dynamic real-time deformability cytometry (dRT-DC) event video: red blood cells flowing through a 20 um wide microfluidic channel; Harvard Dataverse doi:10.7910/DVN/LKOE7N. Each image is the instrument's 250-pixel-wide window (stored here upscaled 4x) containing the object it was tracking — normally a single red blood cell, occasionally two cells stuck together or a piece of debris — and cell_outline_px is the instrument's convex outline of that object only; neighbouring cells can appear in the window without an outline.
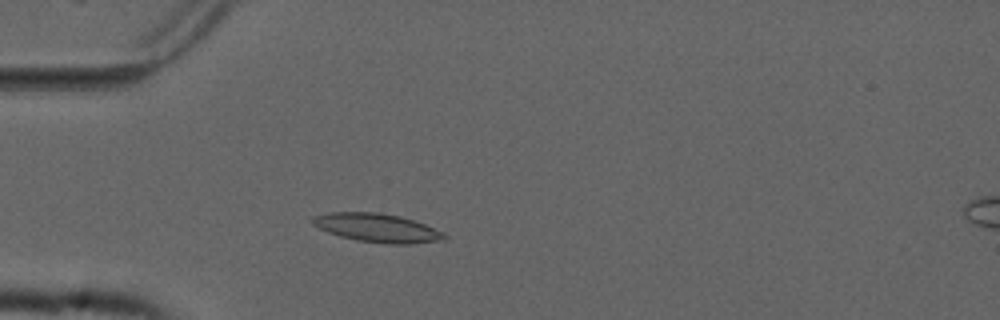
{"species": "common noctule bat (a hibernating species)", "species_latin": "Nyctalus noctula", "temperature_condition": "cold", "stored_images_in_passage": 3, "camera_frame_rate_fps": 3000, "um_per_image_px": 0.085, "animal": {"sex": "male", "forearm_length_mm": 52.5}, "frame": {"image": 1, "passage_image": 3, "time_ms": 0.667, "image_size_px": [1000, 320], "cell_outline_px": [[448, 236], [444, 240], [412, 244], [388, 244], [356, 240], [340, 236], [328, 232], [312, 224], [308, 220], [312, 216], [328, 212], [376, 212], [400, 216], [424, 224], [444, 232]], "centroid_in_image_um": [32.04, 19.37], "position_along_channel_um": 53.0, "area_um2": 22.14}}